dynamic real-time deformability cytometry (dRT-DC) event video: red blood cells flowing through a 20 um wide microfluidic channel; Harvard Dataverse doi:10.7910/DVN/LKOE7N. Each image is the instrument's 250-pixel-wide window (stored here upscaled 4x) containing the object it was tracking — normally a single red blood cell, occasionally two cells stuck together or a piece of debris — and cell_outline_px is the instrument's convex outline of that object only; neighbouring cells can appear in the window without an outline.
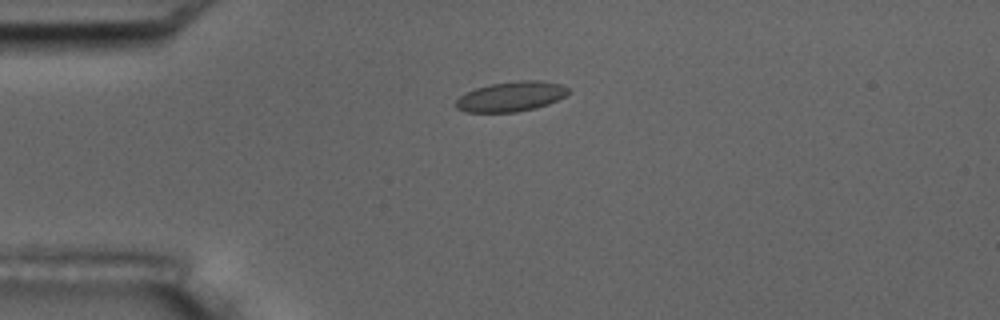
{"species": "common noctule bat (a hibernating species)", "species_latin": "Nyctalus noctula", "temperature_condition": "room temperature", "stored_images_in_passage": 5, "camera_frame_rate_fps": 3000, "um_per_image_px": 0.085, "animal": {"sex": "male", "body_mass_g": 17.5, "forearm_length_mm": 52.3}, "frame": {"image": 1, "passage_image": 2, "time_ms": 1.333, "image_size_px": [1000, 320], "cell_outline_px": [[568, 92], [564, 96], [548, 104], [536, 108], [516, 112], [464, 112], [456, 108], [456, 100], [460, 96], [476, 88], [492, 84], [520, 80], [540, 80], [560, 84], [568, 88]], "centroid_in_image_um": [43.43, 8.21], "position_along_channel_um": 41.6, "area_um2": 19.42}}